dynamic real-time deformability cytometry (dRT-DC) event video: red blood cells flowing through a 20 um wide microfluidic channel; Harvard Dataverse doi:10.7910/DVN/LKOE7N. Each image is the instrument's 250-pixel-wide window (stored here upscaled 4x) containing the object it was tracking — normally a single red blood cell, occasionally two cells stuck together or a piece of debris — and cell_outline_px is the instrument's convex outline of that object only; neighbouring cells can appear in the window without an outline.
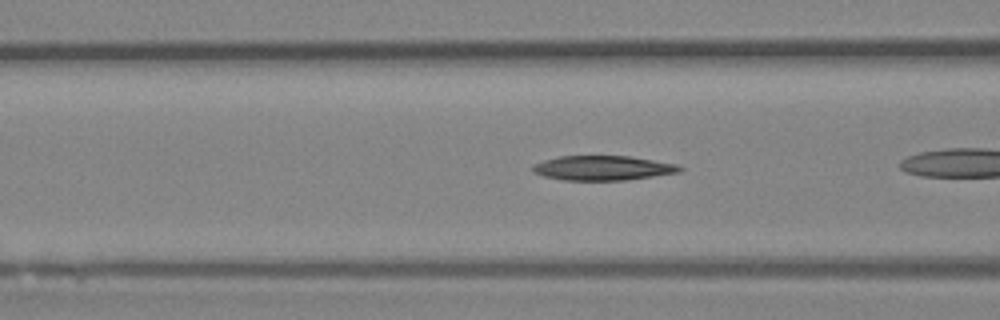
{"species": "Egyptian fruit bat (a non-hibernating species)", "species_latin": "Rousettus aegyptiacus", "temperature_condition": "room temperature", "stored_images_in_passage": 27, "camera_frame_rate_fps": 3000, "um_per_image_px": 0.085, "animal": {"sex": "female"}, "frame": {"image": 1, "passage_image": 10, "time_ms": 3.0, "image_size_px": [1000, 320], "cell_outline_px": [[684, 168], [680, 172], [624, 180], [564, 180], [544, 176], [532, 172], [532, 164], [544, 160], [560, 156], [628, 156], [676, 164]], "centroid_in_image_um": [51.2, 14.28], "position_along_channel_um": 115.4, "area_um2": 20.92}}
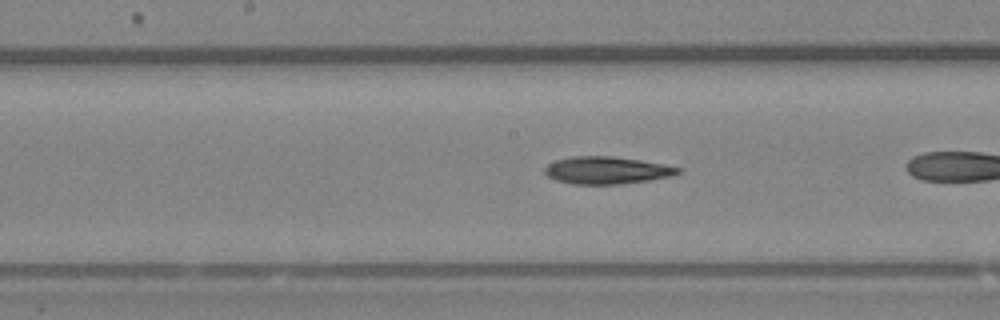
{"frame": {"image": 2, "passage_image": 16, "time_ms": 5.0, "image_size_px": [1000, 320], "cell_outline_px": [[684, 172], [672, 176], [648, 180], [620, 184], [572, 184], [556, 180], [548, 176], [544, 172], [544, 168], [548, 164], [556, 160], [572, 156], [612, 156], [640, 160], [664, 164], [684, 168]], "centroid_in_image_um": [51.62, 14.47], "position_along_channel_um": 196.6, "area_um2": 21.39}}
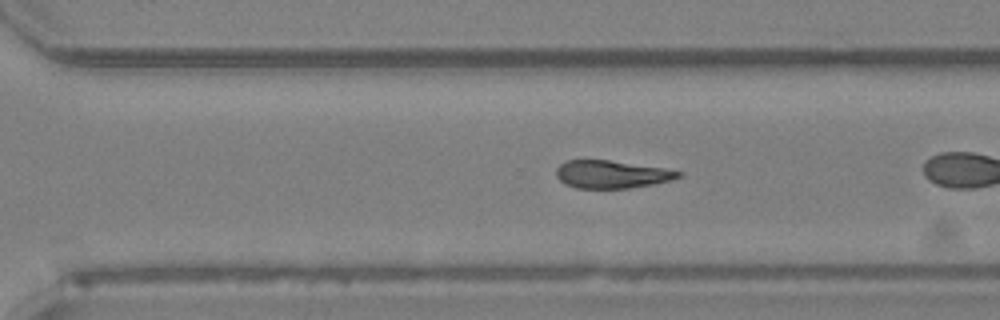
{"frame": {"image": 3, "passage_image": 25, "time_ms": 8.0, "image_size_px": [1000, 320], "cell_outline_px": [[684, 172], [680, 176], [672, 180], [652, 184], [628, 188], [576, 188], [564, 184], [556, 176], [556, 168], [564, 160], [608, 160], [664, 168]], "centroid_in_image_um": [51.96, 14.81], "position_along_channel_um": 318.6, "area_um2": 19.77}}